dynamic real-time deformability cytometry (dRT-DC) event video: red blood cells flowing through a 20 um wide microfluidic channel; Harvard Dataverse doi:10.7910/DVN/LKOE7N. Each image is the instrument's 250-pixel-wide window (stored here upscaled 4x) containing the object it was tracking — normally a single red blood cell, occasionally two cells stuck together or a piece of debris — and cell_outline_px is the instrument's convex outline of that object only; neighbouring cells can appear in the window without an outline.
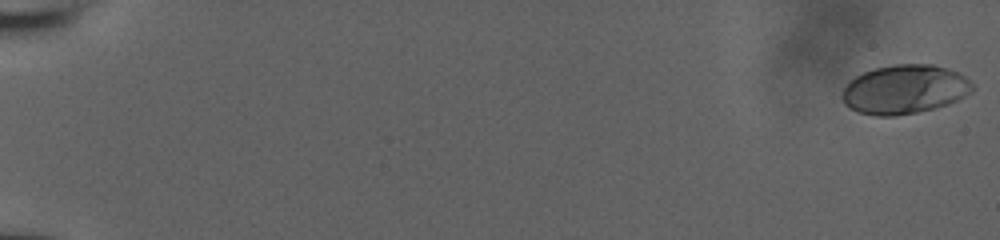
{"species": "human", "species_latin": "Homo sapiens", "temperature_condition": "room temperature", "stored_images_in_passage": 13, "camera_frame_rate_fps": 3000, "um_per_image_px": 0.085, "donor": {"sex": "male"}, "frame": {"image": 1, "passage_image": 1, "time_ms": 0.0, "image_size_px": [1000, 240], "cell_outline_px": [[976, 88], [972, 92], [948, 104], [936, 108], [896, 116], [876, 116], [856, 112], [848, 108], [844, 104], [840, 96], [848, 80], [864, 72], [876, 68], [896, 64], [932, 64], [948, 68], [960, 72]], "centroid_in_image_um": [76.87, 7.6], "position_along_channel_um": 8.1, "area_um2": 37.63}}